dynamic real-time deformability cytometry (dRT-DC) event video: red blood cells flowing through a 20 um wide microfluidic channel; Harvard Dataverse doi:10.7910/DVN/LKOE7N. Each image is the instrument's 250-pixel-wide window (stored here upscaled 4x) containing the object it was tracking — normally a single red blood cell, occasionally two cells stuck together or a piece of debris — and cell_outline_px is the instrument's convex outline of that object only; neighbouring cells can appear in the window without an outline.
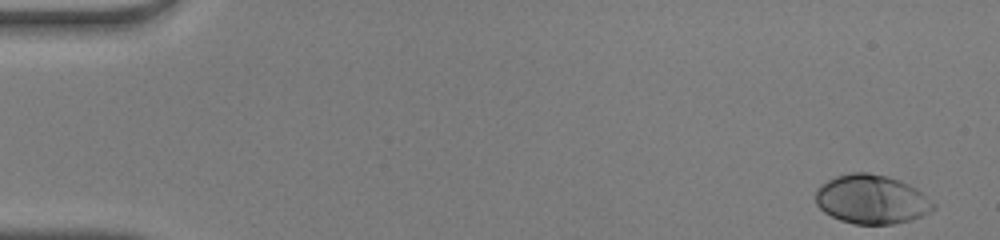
{"species": "human", "species_latin": "Homo sapiens", "temperature_condition": "warm", "stored_images_in_passage": 49, "camera_frame_rate_fps": 3000, "um_per_image_px": 0.085, "donor": {"sex": "male"}, "frame": {"image": 1, "passage_image": 1, "time_ms": 0.0, "image_size_px": [1000, 240], "cell_outline_px": [[936, 208], [932, 212], [912, 220], [892, 224], [856, 224], [840, 220], [824, 212], [816, 204], [816, 188], [820, 184], [836, 176], [852, 172], [868, 172], [888, 176], [900, 180], [916, 188], [936, 204]], "centroid_in_image_um": [74.1, 16.94], "position_along_channel_um": 10.9, "area_um2": 33.93}}
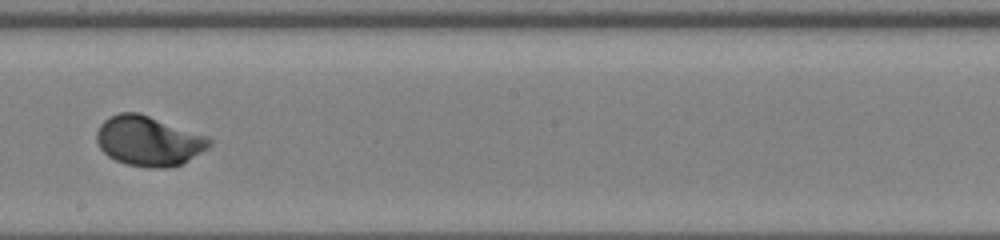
{"frame": {"image": 2, "passage_image": 28, "time_ms": 9.0, "image_size_px": [1000, 240], "cell_outline_px": [[212, 144], [208, 148], [184, 164], [168, 168], [148, 168], [124, 164], [108, 156], [100, 148], [96, 140], [96, 132], [100, 124], [108, 116], [120, 112], [140, 112], [208, 136], [212, 140]], "centroid_in_image_um": [12.64, 11.98], "position_along_channel_um": 235.6, "area_um2": 33.35}}
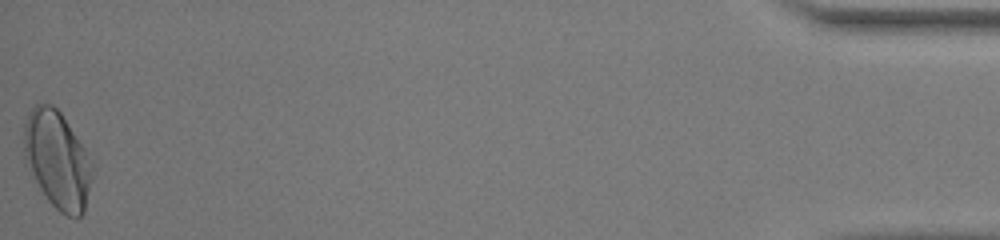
{"frame": {"image": 3, "passage_image": 49, "time_ms": 16.0, "image_size_px": [1000, 240], "cell_outline_px": [[92, 176], [84, 212], [80, 216], [68, 216], [60, 212], [48, 200], [40, 188], [24, 156], [24, 124], [28, 112], [36, 104], [52, 104], [60, 112], [84, 148], [92, 164]], "centroid_in_image_um": [4.87, 13.57], "position_along_channel_um": 430.3, "area_um2": 37.97}, "authors_computed_cell_mechanics": {"area_um2": 31.9634, "velocity_mm_per_s": 4.1409, "shape_relaxation_time_tau1_ms": 2.2182, "shape_relaxation_time_tau2_ms": null, "deformation_change_tau1": 0.1507, "deformation_change_tau2": null}}